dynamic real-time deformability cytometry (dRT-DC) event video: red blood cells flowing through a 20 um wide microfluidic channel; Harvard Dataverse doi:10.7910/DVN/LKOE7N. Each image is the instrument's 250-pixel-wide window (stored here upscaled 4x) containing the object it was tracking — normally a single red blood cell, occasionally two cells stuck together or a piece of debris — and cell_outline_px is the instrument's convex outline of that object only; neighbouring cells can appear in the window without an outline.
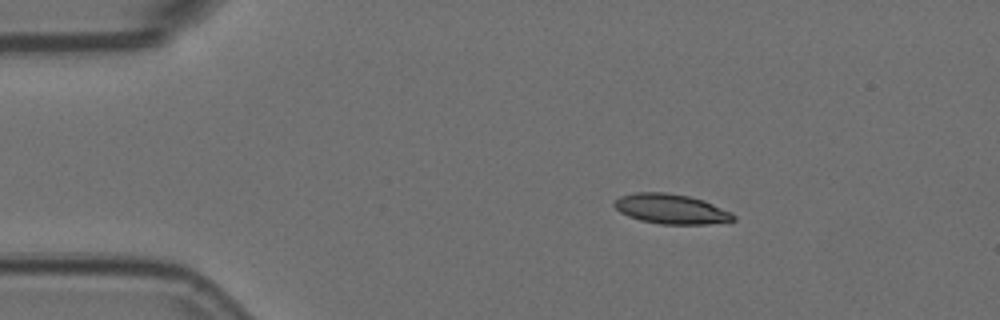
{"species": "Egyptian fruit bat (a non-hibernating species)", "species_latin": "Rousettus aegyptiacus", "temperature_condition": "room temperature", "stored_images_in_passage": 3, "camera_frame_rate_fps": 3000, "um_per_image_px": 0.085, "animal": {"sex": "female"}, "frame": {"image": 1, "passage_image": 2, "time_ms": 0.333, "image_size_px": [1000, 320], "cell_outline_px": [[736, 220], [708, 224], [660, 224], [640, 220], [628, 216], [620, 212], [612, 204], [620, 196], [636, 192], [668, 192], [688, 196], [704, 200], [732, 212], [736, 216]], "centroid_in_image_um": [57.06, 17.76], "position_along_channel_um": 27.9, "area_um2": 20.81}}